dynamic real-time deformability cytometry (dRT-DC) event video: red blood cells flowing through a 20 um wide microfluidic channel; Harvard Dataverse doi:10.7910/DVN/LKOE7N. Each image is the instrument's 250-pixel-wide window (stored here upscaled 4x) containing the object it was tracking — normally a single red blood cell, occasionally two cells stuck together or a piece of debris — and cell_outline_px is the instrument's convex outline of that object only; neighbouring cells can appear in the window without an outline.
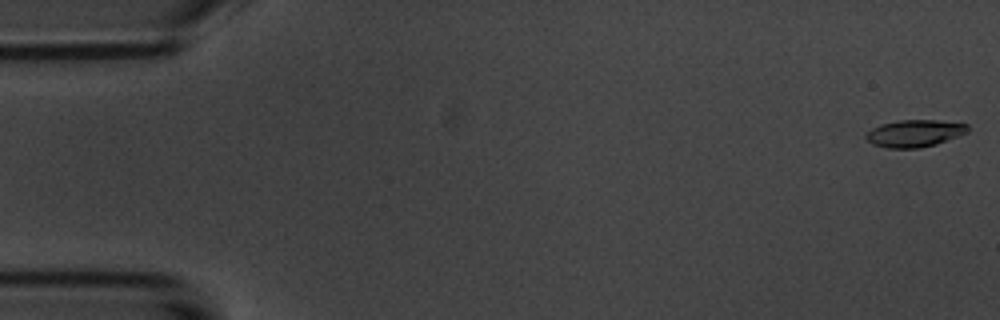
{"species": "common noctule bat (a hibernating species)", "species_latin": "Nyctalus noctula", "temperature_condition": "room temperature", "stored_images_in_passage": 5, "camera_frame_rate_fps": 3000, "um_per_image_px": 0.085, "animal": {"sex": "male", "body_mass_g": 20.1, "forearm_length_mm": 53.5}, "frame": {"image": 1, "passage_image": 1, "time_ms": 0.0, "image_size_px": [1000, 320], "cell_outline_px": [[968, 132], [936, 144], [920, 148], [888, 148], [872, 144], [864, 136], [872, 128], [880, 124], [900, 120], [936, 120], [968, 124]], "centroid_in_image_um": [77.72, 11.33], "position_along_channel_um": 7.3, "area_um2": 16.01}}
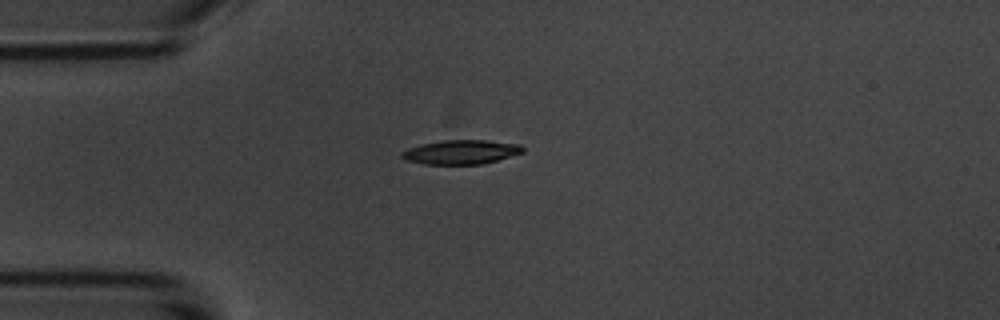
{"frame": {"image": 2, "passage_image": 5, "time_ms": 4.333, "image_size_px": [1000, 320], "cell_outline_px": [[524, 152], [496, 160], [480, 164], [424, 164], [408, 160], [400, 156], [400, 152], [408, 148], [440, 140], [484, 140], [520, 144], [524, 148]], "centroid_in_image_um": [39.18, 12.92], "position_along_channel_um": 45.8, "area_um2": 16.88}}